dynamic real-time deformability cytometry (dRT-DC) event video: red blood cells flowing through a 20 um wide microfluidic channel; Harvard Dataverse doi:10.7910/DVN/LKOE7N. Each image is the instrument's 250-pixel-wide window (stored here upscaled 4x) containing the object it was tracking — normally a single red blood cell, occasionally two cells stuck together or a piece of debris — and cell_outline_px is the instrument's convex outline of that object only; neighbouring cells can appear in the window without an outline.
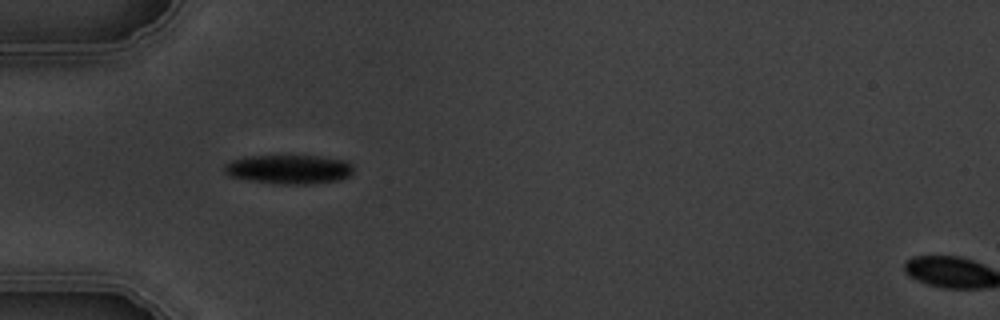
{"species": "common noctule bat (a hibernating species)", "species_latin": "Nyctalus noctula", "temperature_condition": "warm", "stored_images_in_passage": 6, "camera_frame_rate_fps": 3000, "um_per_image_px": 0.085, "animal": {"sex": "male", "body_mass_g": 19.5, "forearm_length_mm": 54.6}, "frame": {"image": 1, "passage_image": 5, "time_ms": 4.667, "image_size_px": [1000, 320], "cell_outline_px": [[352, 176], [340, 180], [308, 184], [280, 184], [248, 180], [232, 176], [224, 172], [224, 164], [232, 160], [248, 156], [316, 156], [344, 160], [352, 164]], "centroid_in_image_um": [24.58, 14.39], "position_along_channel_um": 60.4, "area_um2": 21.85}}